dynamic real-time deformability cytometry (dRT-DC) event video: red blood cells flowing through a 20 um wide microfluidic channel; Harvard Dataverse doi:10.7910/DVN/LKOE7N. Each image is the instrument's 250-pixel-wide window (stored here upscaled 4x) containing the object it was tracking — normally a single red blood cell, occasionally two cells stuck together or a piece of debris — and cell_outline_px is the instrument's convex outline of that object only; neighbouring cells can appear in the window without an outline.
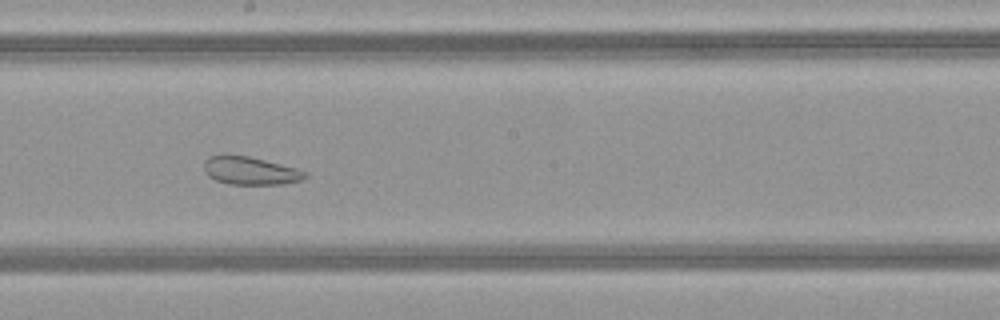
{"species": "common noctule bat (a hibernating species)", "species_latin": "Nyctalus noctula", "temperature_condition": "warm", "stored_images_in_passage": 37, "camera_frame_rate_fps": 3000, "um_per_image_px": 0.085, "animal": {"sex": "female", "body_mass_g": 21.9}, "frame": {"image": 1, "passage_image": 15, "time_ms": 4.667, "image_size_px": [1000, 320], "cell_outline_px": [[308, 176], [300, 180], [284, 184], [228, 184], [216, 180], [208, 176], [204, 172], [204, 160], [208, 156], [220, 152], [224, 152], [248, 156], [296, 168], [308, 172]], "centroid_in_image_um": [21.2, 14.47], "position_along_channel_um": 227.0, "area_um2": 16.94}}
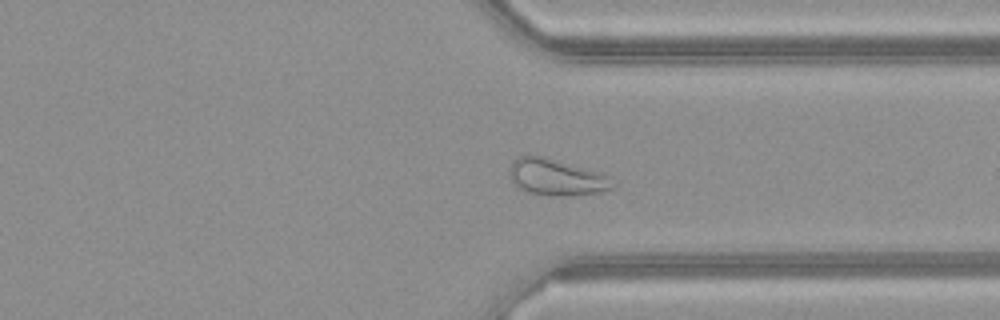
{"frame": {"image": 2, "passage_image": 25, "time_ms": 8.0, "image_size_px": [1000, 320], "cell_outline_px": [[616, 184], [612, 188], [600, 192], [572, 196], [556, 196], [528, 192], [520, 188], [512, 180], [508, 172], [512, 164], [520, 156], [544, 156], [600, 172]], "centroid_in_image_um": [47.31, 15.07], "position_along_channel_um": 364.1, "area_um2": 21.62}}
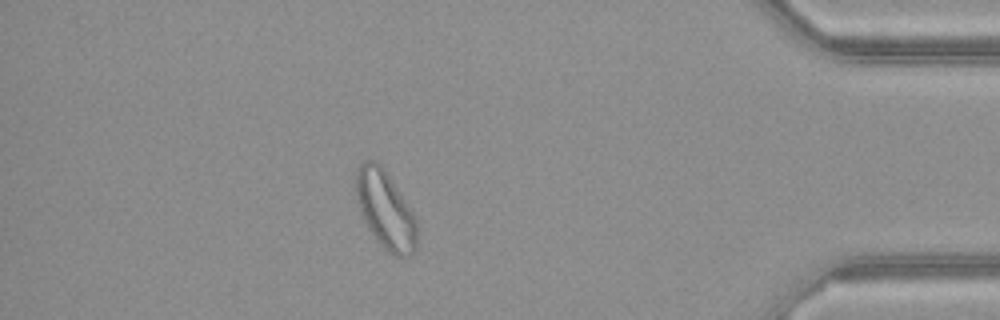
{"frame": {"image": 3, "passage_image": 31, "time_ms": 10.0, "image_size_px": [1000, 320], "cell_outline_px": [[416, 248], [408, 256], [396, 256], [384, 248], [376, 240], [368, 228], [360, 212], [356, 196], [356, 168], [364, 160], [376, 160], [384, 168], [412, 212], [416, 220]], "centroid_in_image_um": [32.73, 17.81], "position_along_channel_um": 402.5, "area_um2": 27.34}, "authors_computed_cell_mechanics": {"area_um2": 21.7328, "velocity_mm_per_s": 4.1211, "shape_relaxation_time_tau1_ms": null, "shape_relaxation_time_tau2_ms": 2.5846, "deformation_change_tau1": null, "deformation_change_tau2": 0.1036}}